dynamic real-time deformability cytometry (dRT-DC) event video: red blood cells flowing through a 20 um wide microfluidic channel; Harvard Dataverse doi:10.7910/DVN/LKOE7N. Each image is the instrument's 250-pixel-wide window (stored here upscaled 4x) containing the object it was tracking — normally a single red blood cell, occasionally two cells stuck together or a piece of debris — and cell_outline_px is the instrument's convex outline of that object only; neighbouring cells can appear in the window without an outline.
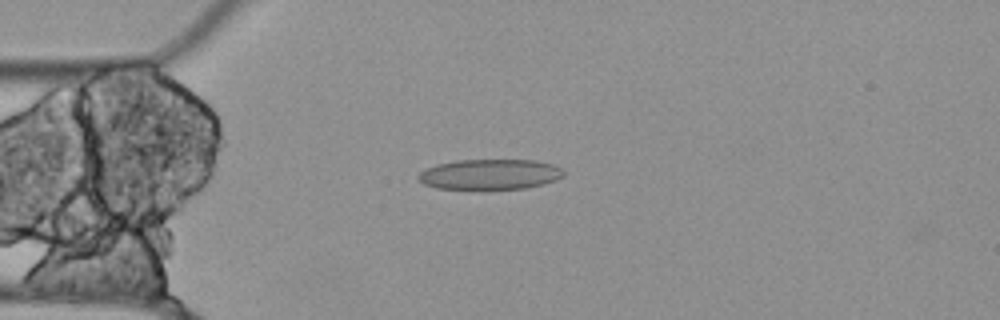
{"species": "Egyptian fruit bat (a non-hibernating species)", "species_latin": "Rousettus aegyptiacus", "temperature_condition": "cold", "stored_images_in_passage": 55, "camera_frame_rate_fps": 3000, "um_per_image_px": 0.085, "animal": {"sex": "female"}, "frame": {"image": 1, "passage_image": 13, "time_ms": 4.0, "image_size_px": [1000, 320], "cell_outline_px": [[564, 176], [556, 180], [544, 184], [524, 188], [484, 192], [468, 192], [436, 188], [424, 184], [416, 176], [420, 172], [436, 164], [456, 160], [536, 160], [552, 164], [560, 168], [564, 172]], "centroid_in_image_um": [41.6, 14.87], "position_along_channel_um": 43.4, "area_um2": 26.93}}
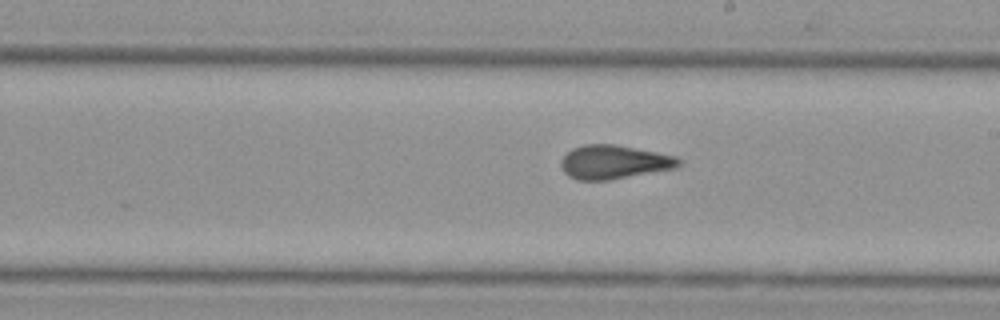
{"frame": {"image": 2, "passage_image": 30, "time_ms": 9.667, "image_size_px": [1000, 320], "cell_outline_px": [[684, 164], [680, 168], [608, 180], [576, 180], [568, 176], [564, 172], [560, 164], [560, 160], [572, 148], [584, 144], [616, 144], [676, 156], [684, 160]], "centroid_in_image_um": [52.25, 13.78], "position_along_channel_um": 236.7, "area_um2": 23.64}}
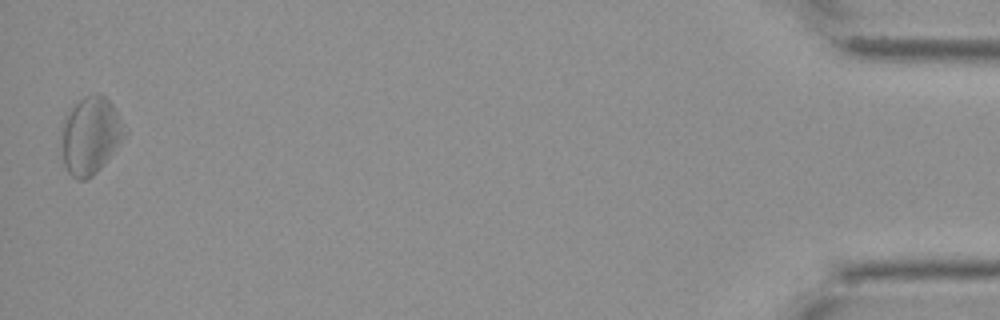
{"frame": {"image": 3, "passage_image": 54, "time_ms": 17.667, "image_size_px": [1000, 320], "cell_outline_px": [[128, 132], [104, 164], [92, 176], [84, 180], [76, 180], [68, 172], [64, 164], [60, 144], [60, 128], [64, 116], [84, 96], [96, 92], [100, 92], [112, 104], [128, 128]], "centroid_in_image_um": [7.68, 11.5], "position_along_channel_um": 427.5, "area_um2": 29.02}, "authors_computed_cell_mechanics": {"area_um2": 25.3742, "velocity_mm_per_s": 3.5193, "shape_relaxation_time_tau1_ms": null, "shape_relaxation_time_tau2_ms": 3.7245, "deformation_change_tau1": null, "deformation_change_tau2": 0.0812}}